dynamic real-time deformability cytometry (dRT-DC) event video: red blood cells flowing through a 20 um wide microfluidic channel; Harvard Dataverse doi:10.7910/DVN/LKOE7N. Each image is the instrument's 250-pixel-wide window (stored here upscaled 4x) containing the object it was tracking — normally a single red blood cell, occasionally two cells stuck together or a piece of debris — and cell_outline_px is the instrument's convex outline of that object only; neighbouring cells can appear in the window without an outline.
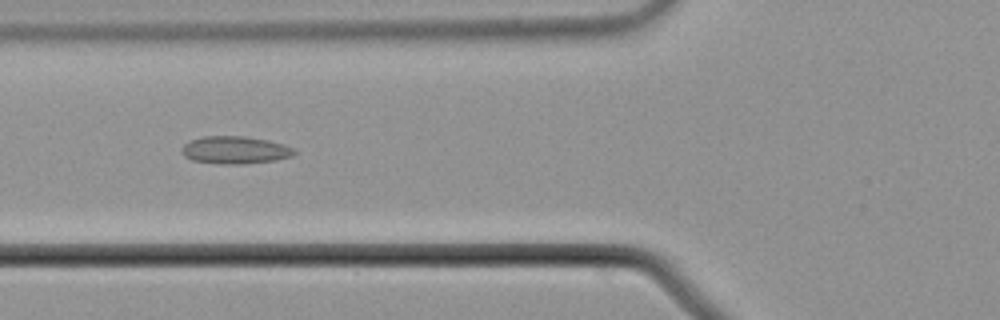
{"species": "common noctule bat (a hibernating species)", "species_latin": "Nyctalus noctula", "temperature_condition": "cold", "stored_images_in_passage": 40, "camera_frame_rate_fps": 3000, "um_per_image_px": 0.085, "animal": {"sex": "male", "body_mass_g": 21.5, "forearm_length_mm": 52.0}, "frame": {"image": 1, "passage_image": 6, "time_ms": 1.667, "image_size_px": [1000, 320], "cell_outline_px": [[296, 152], [292, 156], [276, 160], [244, 164], [220, 164], [192, 160], [184, 156], [184, 144], [192, 140], [204, 136], [244, 136], [268, 140], [284, 144], [292, 148]], "centroid_in_image_um": [20.02, 12.75], "position_along_channel_um": 105.8, "area_um2": 17.92}}
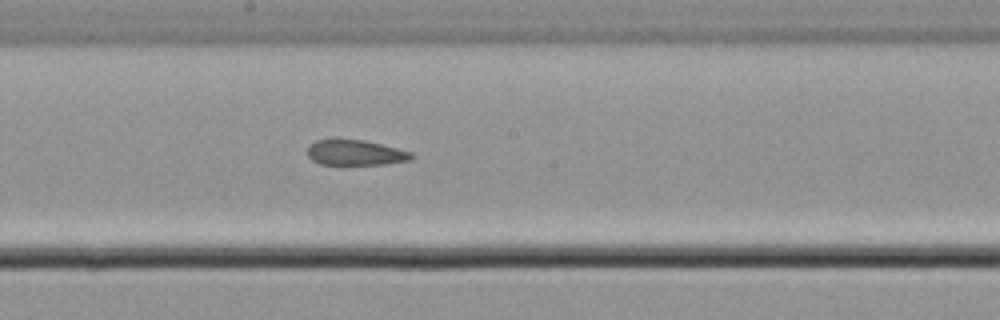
{"frame": {"image": 2, "passage_image": 15, "time_ms": 4.667, "image_size_px": [1000, 320], "cell_outline_px": [[412, 156], [408, 160], [384, 164], [320, 164], [312, 160], [308, 156], [308, 144], [316, 140], [364, 140], [412, 152]], "centroid_in_image_um": [30.16, 12.98], "position_along_channel_um": 218.0, "area_um2": 15.03}}
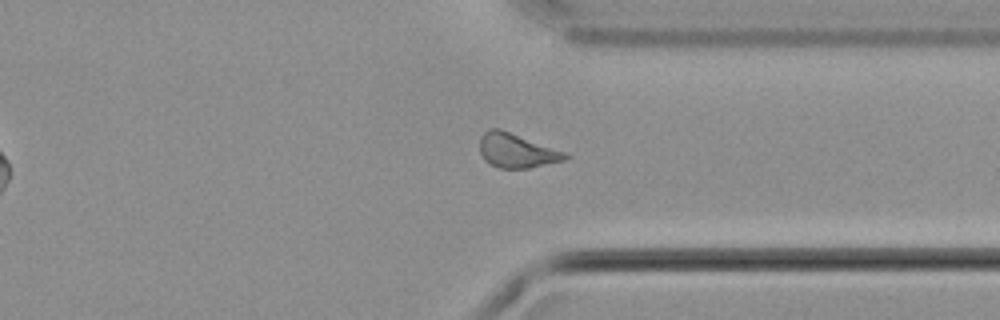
{"frame": {"image": 3, "passage_image": 27, "time_ms": 8.667, "image_size_px": [1000, 320], "cell_outline_px": [[568, 156], [564, 160], [528, 168], [500, 168], [488, 164], [484, 160], [480, 152], [480, 136], [484, 132], [492, 128], [500, 128], [564, 152]], "centroid_in_image_um": [43.84, 12.8], "position_along_channel_um": 367.6, "area_um2": 16.82}, "authors_computed_cell_mechanics": {"area_um2": 16.8487, "velocity_mm_per_s": 3.7364, "shape_relaxation_time_tau1_ms": null, "shape_relaxation_time_tau2_ms": 2.5127, "deformation_change_tau1": null, "deformation_change_tau2": 0.0961}}